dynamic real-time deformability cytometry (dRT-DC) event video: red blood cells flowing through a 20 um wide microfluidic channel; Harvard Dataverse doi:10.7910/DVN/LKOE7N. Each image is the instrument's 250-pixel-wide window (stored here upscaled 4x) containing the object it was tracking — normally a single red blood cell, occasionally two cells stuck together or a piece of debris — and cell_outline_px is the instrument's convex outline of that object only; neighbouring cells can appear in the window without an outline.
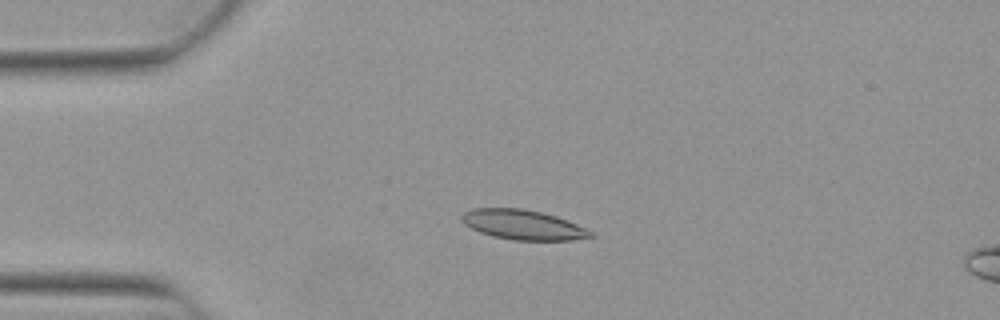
{"species": "Egyptian fruit bat (a non-hibernating species)", "species_latin": "Rousettus aegyptiacus", "temperature_condition": "warm", "stored_images_in_passage": 52, "camera_frame_rate_fps": 3000, "um_per_image_px": 0.085, "animal": {"sex": "female"}, "frame": {"image": 1, "passage_image": 12, "time_ms": 3.667, "image_size_px": [1000, 320], "cell_outline_px": [[596, 236], [572, 240], [512, 240], [492, 236], [480, 232], [464, 224], [460, 220], [460, 216], [464, 212], [476, 208], [520, 208], [540, 212], [556, 216], [576, 224], [592, 232]], "centroid_in_image_um": [44.42, 19.11], "position_along_channel_um": 40.6, "area_um2": 22.25}}
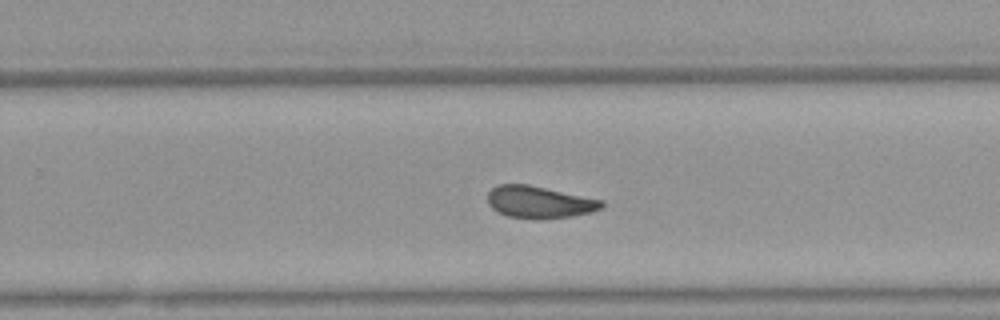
{"frame": {"image": 2, "passage_image": 33, "time_ms": 10.667, "image_size_px": [1000, 320], "cell_outline_px": [[604, 204], [600, 208], [592, 212], [572, 216], [540, 220], [536, 220], [508, 216], [492, 208], [488, 204], [488, 192], [492, 188], [500, 184], [528, 184], [604, 200]], "centroid_in_image_um": [45.85, 17.19], "position_along_channel_um": 283.9, "area_um2": 21.44}}
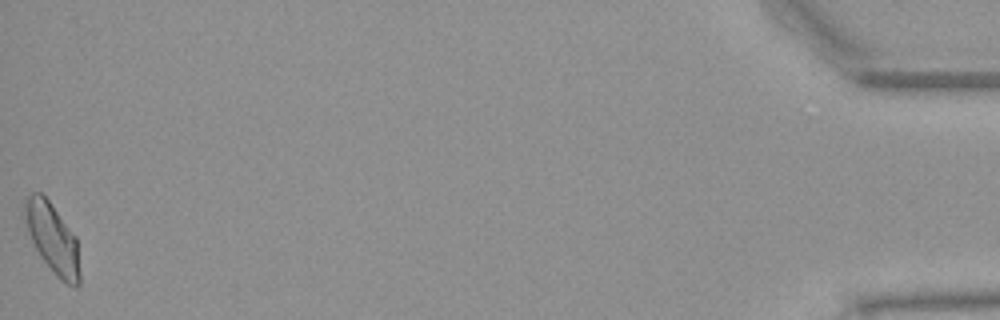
{"frame": {"image": 3, "passage_image": 52, "time_ms": 17.0, "image_size_px": [1000, 320], "cell_outline_px": [[80, 284], [76, 288], [68, 284], [56, 276], [52, 272], [40, 256], [28, 232], [24, 212], [24, 200], [32, 192], [40, 192], [48, 200], [76, 236], [80, 272]], "centroid_in_image_um": [4.48, 20.28], "position_along_channel_um": 430.7, "area_um2": 22.25}, "authors_computed_cell_mechanics": {"area_um2": 21.5594, "velocity_mm_per_s": 3.8801, "shape_relaxation_time_tau1_ms": 11.038, "shape_relaxation_time_tau2_ms": 2.3212, "deformation_change_tau1": 0.222, "deformation_change_tau2": 0.0862}}